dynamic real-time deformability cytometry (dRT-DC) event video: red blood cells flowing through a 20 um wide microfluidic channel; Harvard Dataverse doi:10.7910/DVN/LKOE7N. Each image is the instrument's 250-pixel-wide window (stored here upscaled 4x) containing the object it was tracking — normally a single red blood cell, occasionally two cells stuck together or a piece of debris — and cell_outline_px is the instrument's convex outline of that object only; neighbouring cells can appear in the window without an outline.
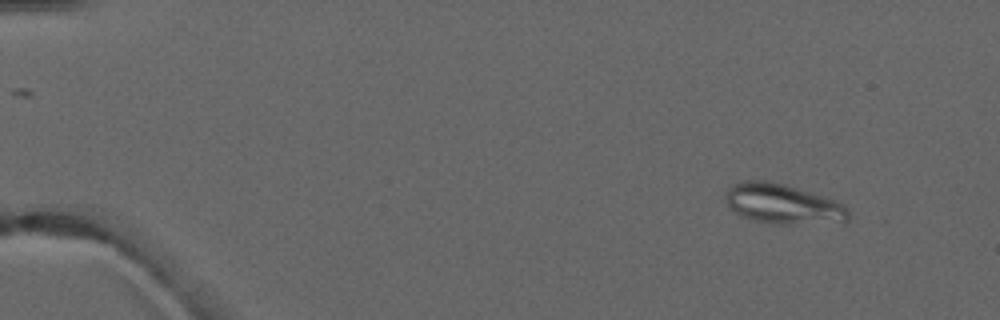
{"species": "common noctule bat (a hibernating species)", "species_latin": "Nyctalus noctula", "temperature_condition": "warm", "stored_images_in_passage": 5, "camera_frame_rate_fps": 3000, "um_per_image_px": 0.085, "animal": {"sex": "male", "forearm_length_mm": 52.5}, "frame": {"image": 1, "passage_image": 2, "time_ms": 1.0, "image_size_px": [1000, 320], "cell_outline_px": [[848, 220], [788, 224], [776, 224], [756, 220], [744, 216], [736, 212], [728, 204], [724, 192], [732, 184], [740, 180], [764, 180], [784, 184], [812, 192], [844, 204], [848, 208]], "centroid_in_image_um": [66.5, 17.3], "position_along_channel_um": 18.5, "area_um2": 28.09}}